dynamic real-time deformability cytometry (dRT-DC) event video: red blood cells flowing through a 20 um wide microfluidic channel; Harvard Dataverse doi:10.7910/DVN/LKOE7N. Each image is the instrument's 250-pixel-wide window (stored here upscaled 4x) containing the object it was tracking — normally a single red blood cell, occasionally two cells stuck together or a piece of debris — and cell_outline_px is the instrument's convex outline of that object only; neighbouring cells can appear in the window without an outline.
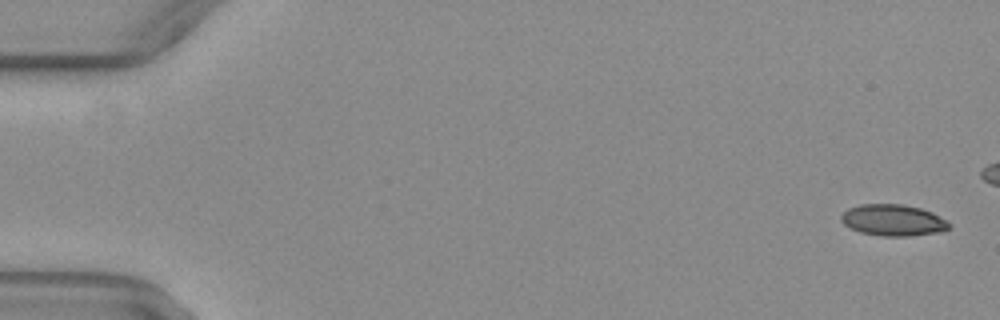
{"species": "common noctule bat (a hibernating species)", "species_latin": "Nyctalus noctula", "temperature_condition": "warm", "stored_images_in_passage": 6, "camera_frame_rate_fps": 3000, "um_per_image_px": 0.085, "animal": {"sex": "female", "body_mass_g": 29.2, "forearm_length_mm": 56.3}, "frame": {"image": 1, "passage_image": 2, "time_ms": 0.333, "image_size_px": [1000, 320], "cell_outline_px": [[952, 224], [944, 232], [908, 236], [880, 236], [860, 232], [844, 224], [840, 220], [840, 216], [848, 208], [860, 204], [904, 204], [920, 208], [932, 212]], "centroid_in_image_um": [75.92, 18.72], "position_along_channel_um": 9.1, "area_um2": 19.88}}